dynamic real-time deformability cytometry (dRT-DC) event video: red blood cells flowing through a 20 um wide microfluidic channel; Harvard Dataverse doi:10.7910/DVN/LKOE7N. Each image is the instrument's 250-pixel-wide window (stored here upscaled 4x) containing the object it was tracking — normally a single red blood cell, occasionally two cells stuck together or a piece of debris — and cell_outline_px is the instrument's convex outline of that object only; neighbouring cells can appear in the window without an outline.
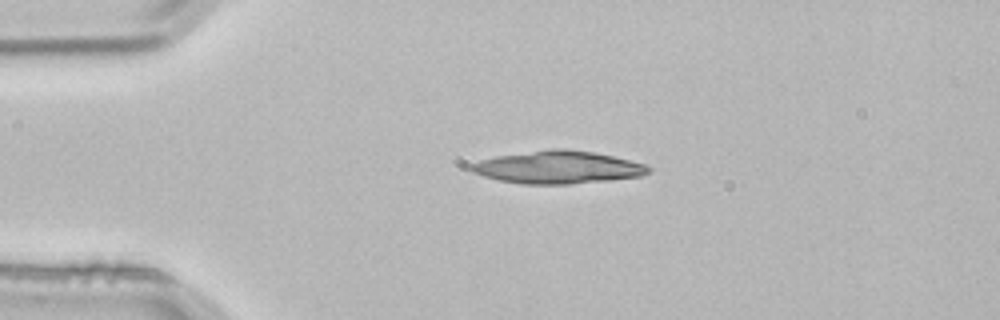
{"species": "common noctule bat (a hibernating species)", "species_latin": "Nyctalus noctula", "temperature_condition": "room temperature", "stored_images_in_passage": 2, "camera_frame_rate_fps": 3000, "um_per_image_px": 0.085, "animal": {"sex": "male", "body_mass_g": 21.5, "forearm_length_mm": 52.0}, "frame": {"image": 1, "passage_image": 1, "time_ms": 0.0, "image_size_px": [1000, 320], "cell_outline_px": [[652, 168], [648, 172], [640, 176], [608, 180], [568, 184], [520, 184], [500, 180], [484, 176], [472, 172], [472, 164], [480, 160], [496, 156], [548, 148], [564, 148], [592, 152], [612, 156], [644, 164]], "centroid_in_image_um": [47.4, 14.21], "position_along_channel_um": 37.6, "area_um2": 33.47}}